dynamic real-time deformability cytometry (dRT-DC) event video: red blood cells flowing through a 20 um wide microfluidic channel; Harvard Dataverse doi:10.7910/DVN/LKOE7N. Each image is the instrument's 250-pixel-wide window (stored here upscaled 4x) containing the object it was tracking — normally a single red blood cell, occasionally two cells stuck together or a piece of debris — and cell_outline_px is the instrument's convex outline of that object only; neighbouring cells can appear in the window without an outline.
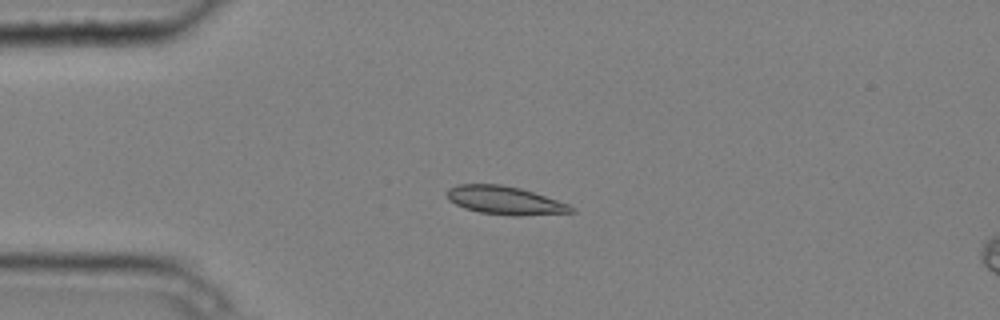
{"species": "common noctule bat (a hibernating species)", "species_latin": "Nyctalus noctula", "temperature_condition": "cold", "stored_images_in_passage": 4, "camera_frame_rate_fps": 3000, "um_per_image_px": 0.085, "animal": {"sex": "male", "body_mass_g": 20.4}, "frame": {"image": 1, "passage_image": 1, "time_ms": 0.0, "image_size_px": [1000, 320], "cell_outline_px": [[576, 212], [520, 216], [512, 216], [480, 212], [464, 208], [448, 200], [444, 192], [448, 188], [456, 184], [500, 184], [520, 188], [568, 204], [576, 208]], "centroid_in_image_um": [42.88, 17.03], "position_along_channel_um": 42.1, "area_um2": 20.58}}
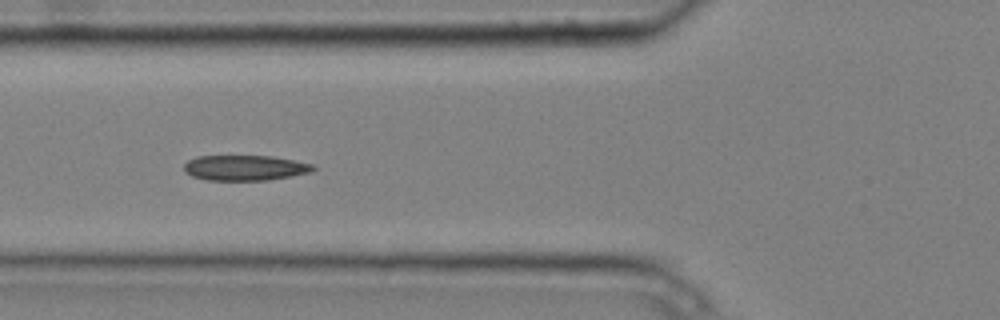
{"frame": {"image": 2, "passage_image": 3, "time_ms": 0.667, "image_size_px": [1000, 320], "cell_outline_px": [[316, 168], [312, 172], [292, 176], [268, 180], [208, 180], [192, 176], [184, 172], [184, 164], [188, 160], [196, 156], [272, 156], [312, 164]], "centroid_in_image_um": [20.81, 14.26], "position_along_channel_um": 105.0, "area_um2": 19.07}}
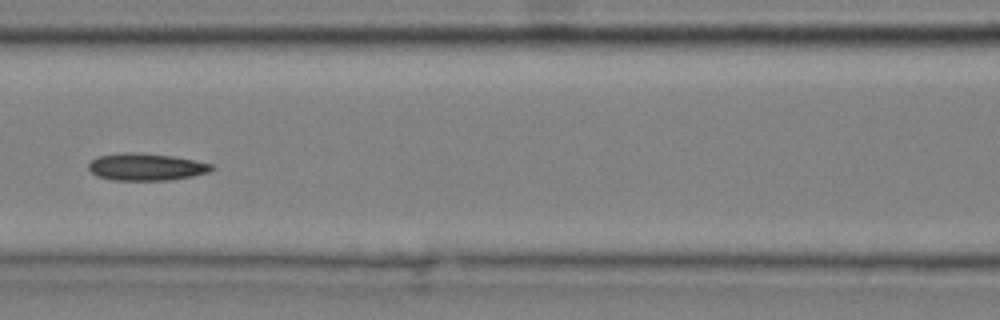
{"frame": {"image": 3, "passage_image": 4, "time_ms": 1.0, "image_size_px": [1000, 320], "cell_outline_px": [[216, 168], [208, 172], [192, 176], [172, 180], [112, 180], [96, 176], [88, 168], [88, 164], [92, 160], [100, 156], [124, 152], [132, 152], [172, 156], [212, 164]], "centroid_in_image_um": [12.42, 14.2], "position_along_channel_um": 154.2, "area_um2": 19.36}}